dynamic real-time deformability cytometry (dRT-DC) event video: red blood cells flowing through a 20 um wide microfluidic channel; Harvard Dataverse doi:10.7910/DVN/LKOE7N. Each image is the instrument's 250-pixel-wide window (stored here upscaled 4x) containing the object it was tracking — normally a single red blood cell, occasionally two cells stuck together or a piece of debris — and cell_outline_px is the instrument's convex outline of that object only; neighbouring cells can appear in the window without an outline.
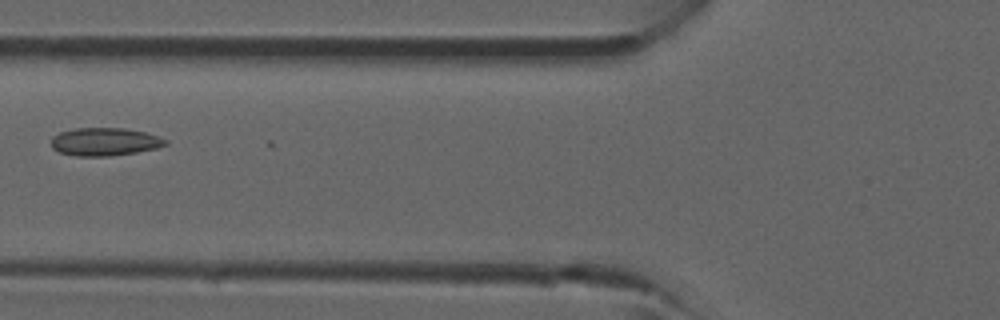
{"species": "common noctule bat (a hibernating species)", "species_latin": "Nyctalus noctula", "temperature_condition": "room temperature", "stored_images_in_passage": 6, "camera_frame_rate_fps": 3000, "um_per_image_px": 0.085, "animal": {"sex": "male", "forearm_length_mm": 52.5}, "frame": {"image": 1, "passage_image": 6, "time_ms": 5.667, "image_size_px": [1000, 320], "cell_outline_px": [[168, 144], [156, 148], [136, 152], [112, 156], [76, 156], [60, 152], [52, 148], [52, 136], [60, 132], [76, 128], [124, 128], [144, 132], [168, 140]], "centroid_in_image_um": [8.89, 12.05], "position_along_channel_um": 116.9, "area_um2": 18.55}}